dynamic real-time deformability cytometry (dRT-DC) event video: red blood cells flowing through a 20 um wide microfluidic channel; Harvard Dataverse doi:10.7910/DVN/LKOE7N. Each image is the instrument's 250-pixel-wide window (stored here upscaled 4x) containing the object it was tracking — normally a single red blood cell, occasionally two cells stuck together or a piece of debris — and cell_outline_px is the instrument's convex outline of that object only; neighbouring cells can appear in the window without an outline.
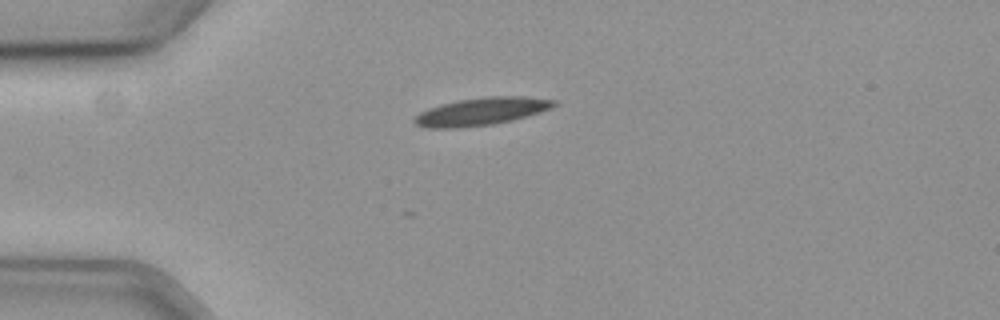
{"species": "common noctule bat (a hibernating species)", "species_latin": "Nyctalus noctula", "temperature_condition": "cold", "stored_images_in_passage": 3, "camera_frame_rate_fps": 3000, "um_per_image_px": 0.085, "animal": {"sex": "female", "body_mass_g": 19.3, "forearm_length_mm": 54.1}, "frame": {"image": 1, "passage_image": 1, "time_ms": 0.0, "image_size_px": [1000, 320], "cell_outline_px": [[556, 104], [552, 108], [540, 112], [512, 120], [492, 124], [452, 128], [424, 128], [416, 124], [412, 120], [420, 112], [428, 108], [440, 104], [456, 100], [484, 96], [524, 96], [556, 100]], "centroid_in_image_um": [40.89, 9.46], "position_along_channel_um": 44.1, "area_um2": 22.54}}